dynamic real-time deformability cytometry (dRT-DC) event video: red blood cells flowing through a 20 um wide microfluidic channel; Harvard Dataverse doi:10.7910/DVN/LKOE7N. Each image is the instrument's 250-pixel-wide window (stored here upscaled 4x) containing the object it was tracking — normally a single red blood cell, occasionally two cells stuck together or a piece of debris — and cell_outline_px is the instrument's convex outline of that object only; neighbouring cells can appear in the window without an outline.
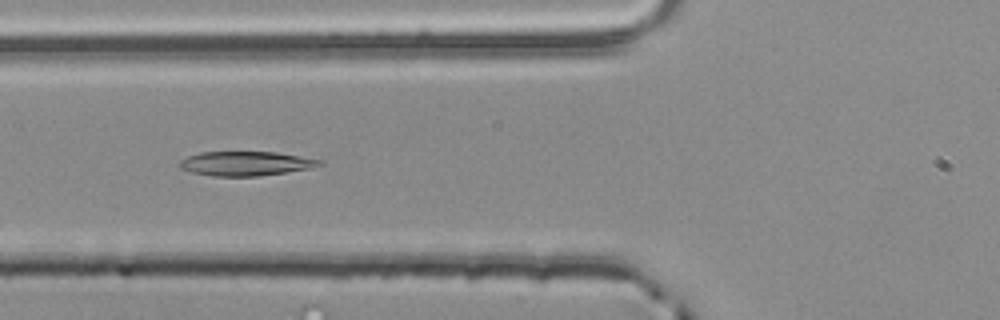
{"species": "common noctule bat (a hibernating species)", "species_latin": "Nyctalus noctula", "temperature_condition": "room temperature", "stored_images_in_passage": 42, "camera_frame_rate_fps": 3000, "um_per_image_px": 0.085, "animal": {"sex": "male", "body_mass_g": 20.4}, "frame": {"image": 1, "passage_image": 9, "time_ms": 2.667, "image_size_px": [1000, 320], "cell_outline_px": [[324, 164], [312, 168], [256, 176], [212, 176], [192, 172], [180, 168], [176, 164], [180, 160], [188, 156], [200, 152], [276, 152], [320, 160]], "centroid_in_image_um": [20.83, 13.9], "position_along_channel_um": 105.0, "area_um2": 19.71}}
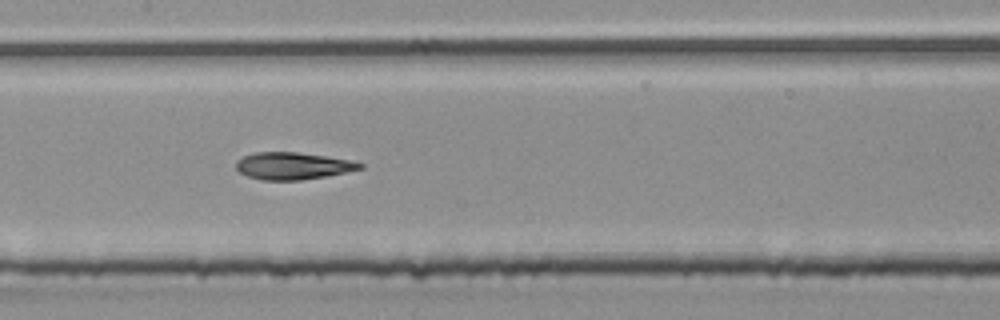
{"frame": {"image": 2, "passage_image": 15, "time_ms": 4.667, "image_size_px": [1000, 320], "cell_outline_px": [[364, 168], [324, 176], [300, 180], [260, 180], [248, 176], [240, 172], [236, 168], [236, 160], [244, 156], [256, 152], [296, 152], [324, 156], [348, 160], [364, 164]], "centroid_in_image_um": [24.84, 14.1], "position_along_channel_um": 182.6, "area_um2": 19.31}}
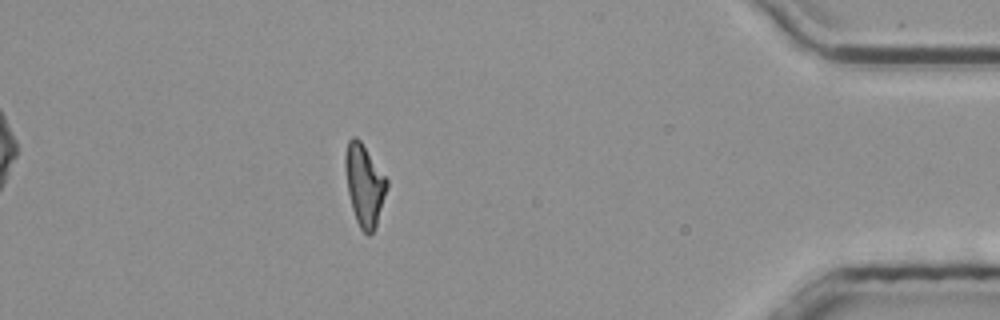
{"frame": {"image": 3, "passage_image": 36, "time_ms": 11.667, "image_size_px": [1000, 320], "cell_outline_px": [[388, 188], [376, 228], [368, 236], [360, 228], [356, 220], [352, 208], [348, 192], [344, 164], [344, 156], [348, 140], [352, 136], [356, 136], [360, 140], [388, 180]], "centroid_in_image_um": [30.98, 15.73], "position_along_channel_um": 404.2, "area_um2": 19.88}, "authors_computed_cell_mechanics": {"area_um2": 19.7098, "velocity_mm_per_s": 3.8506, "shape_relaxation_time_tau1_ms": 6.0253, "shape_relaxation_time_tau2_ms": 3.3791, "deformation_change_tau1": 0.2024, "deformation_change_tau2": 0.1191}}